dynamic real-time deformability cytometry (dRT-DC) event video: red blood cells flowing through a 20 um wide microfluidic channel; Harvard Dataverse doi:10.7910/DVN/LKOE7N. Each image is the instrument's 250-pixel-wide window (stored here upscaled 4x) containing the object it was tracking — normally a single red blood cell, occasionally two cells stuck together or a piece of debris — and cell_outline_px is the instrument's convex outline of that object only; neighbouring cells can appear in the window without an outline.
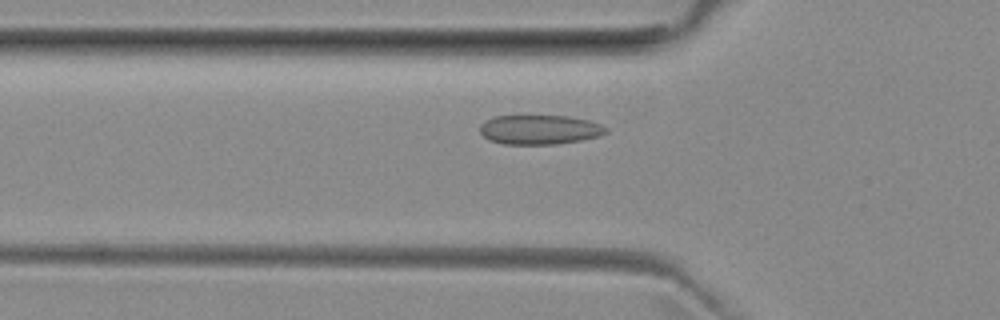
{"species": "common noctule bat (a hibernating species)", "species_latin": "Nyctalus noctula", "temperature_condition": "room temperature", "stored_images_in_passage": 38, "camera_frame_rate_fps": 3000, "um_per_image_px": 0.085, "animal": {"sex": "female", "body_mass_g": 29.2, "forearm_length_mm": 56.3}, "frame": {"image": 1, "passage_image": 4, "time_ms": 1.0, "image_size_px": [1000, 320], "cell_outline_px": [[608, 132], [600, 136], [580, 140], [556, 144], [504, 144], [488, 140], [480, 132], [480, 124], [496, 116], [568, 116], [588, 120], [600, 124], [608, 128]], "centroid_in_image_um": [45.88, 11.02], "position_along_channel_um": 79.9, "area_um2": 21.56}}
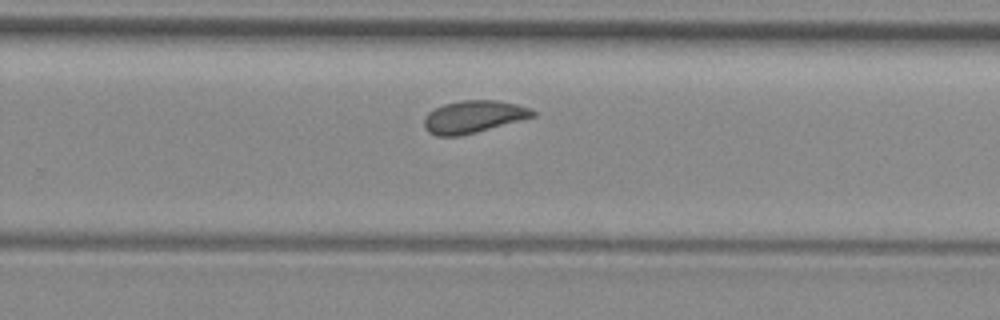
{"frame": {"image": 2, "passage_image": 20, "time_ms": 6.333, "image_size_px": [1000, 320], "cell_outline_px": [[536, 116], [476, 132], [460, 136], [436, 136], [428, 132], [424, 128], [424, 116], [428, 112], [444, 104], [460, 100], [496, 100], [516, 104], [528, 108], [536, 112]], "centroid_in_image_um": [40.21, 9.93], "position_along_channel_um": 289.6, "area_um2": 20.46}}
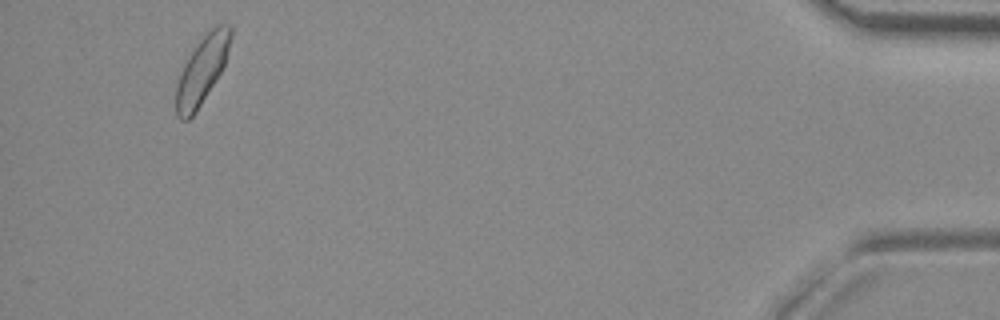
{"frame": {"image": 3, "passage_image": 36, "time_ms": 11.667, "image_size_px": [1000, 320], "cell_outline_px": [[232, 32], [224, 64], [220, 72], [196, 112], [188, 120], [180, 120], [176, 116], [176, 84], [184, 64], [188, 56], [196, 44], [216, 24], [228, 24], [232, 28]], "centroid_in_image_um": [17.14, 5.98], "position_along_channel_um": 418.1, "area_um2": 21.1}, "authors_computed_cell_mechanics": {"area_um2": 20.5768, "velocity_mm_per_s": 3.9309, "shape_relaxation_time_tau1_ms": 4.9056, "shape_relaxation_time_tau2_ms": 0.9328, "deformation_change_tau1": 0.084, "deformation_change_tau2": 0.0445}}